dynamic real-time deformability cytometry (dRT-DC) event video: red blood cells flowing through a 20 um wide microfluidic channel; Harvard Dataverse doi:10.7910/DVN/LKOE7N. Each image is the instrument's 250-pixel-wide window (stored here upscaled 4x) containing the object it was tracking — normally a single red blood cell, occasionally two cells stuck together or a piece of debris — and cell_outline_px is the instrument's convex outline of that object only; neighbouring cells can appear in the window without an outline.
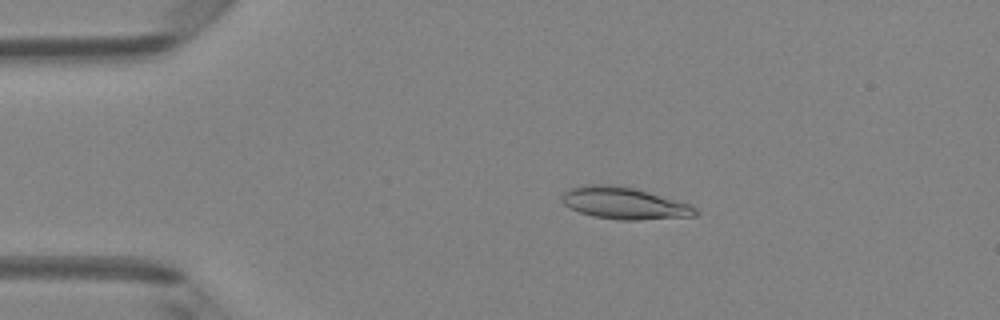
{"species": "Egyptian fruit bat (a non-hibernating species)", "species_latin": "Rousettus aegyptiacus", "temperature_condition": "room temperature", "stored_images_in_passage": 50, "camera_frame_rate_fps": 3000, "um_per_image_px": 0.085, "animal": {"sex": "female"}, "frame": {"image": 1, "passage_image": 10, "time_ms": 3.0, "image_size_px": [1000, 320], "cell_outline_px": [[700, 212], [696, 216], [640, 220], [620, 220], [592, 216], [580, 212], [564, 204], [560, 200], [560, 196], [564, 192], [572, 188], [588, 184], [612, 184], [632, 188], [648, 192], [688, 204], [696, 208]], "centroid_in_image_um": [53.05, 17.28], "position_along_channel_um": 32.0, "area_um2": 24.68}}
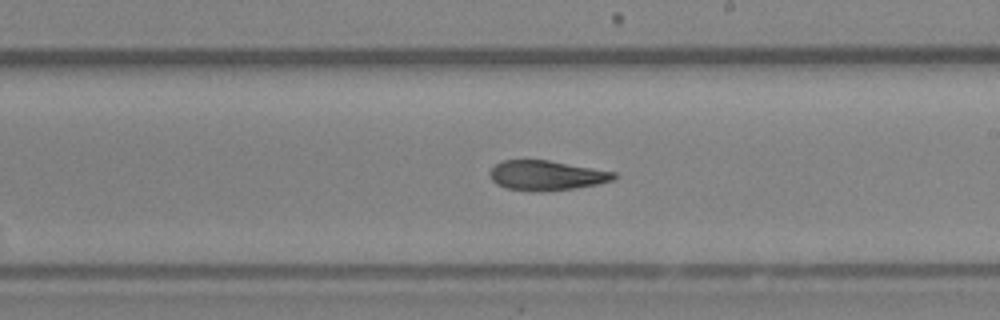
{"frame": {"image": 2, "passage_image": 29, "time_ms": 9.333, "image_size_px": [1000, 320], "cell_outline_px": [[620, 176], [616, 180], [596, 184], [572, 188], [540, 192], [532, 192], [508, 188], [496, 184], [488, 176], [488, 172], [500, 160], [548, 160], [616, 172]], "centroid_in_image_um": [46.45, 14.91], "position_along_channel_um": 242.6, "area_um2": 21.73}}
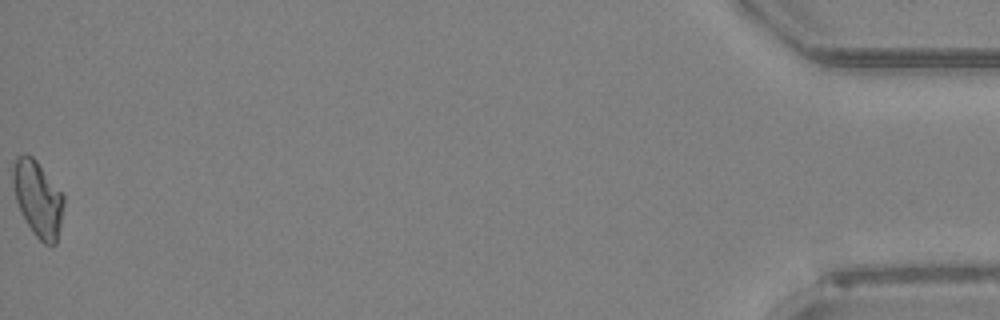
{"frame": {"image": 3, "passage_image": 50, "time_ms": 16.333, "image_size_px": [1000, 320], "cell_outline_px": [[64, 204], [56, 244], [44, 244], [32, 232], [20, 212], [16, 200], [12, 180], [12, 168], [16, 156], [24, 152], [32, 156], [36, 160], [64, 196]], "centroid_in_image_um": [3.19, 16.86], "position_along_channel_um": 432.0, "area_um2": 22.37}, "authors_computed_cell_mechanics": {"area_um2": 22.6576, "velocity_mm_per_s": 4.1093, "shape_relaxation_time_tau1_ms": 10.5726, "shape_relaxation_time_tau2_ms": 3.5186, "deformation_change_tau1": 0.2191, "deformation_change_tau2": 0.0873}}